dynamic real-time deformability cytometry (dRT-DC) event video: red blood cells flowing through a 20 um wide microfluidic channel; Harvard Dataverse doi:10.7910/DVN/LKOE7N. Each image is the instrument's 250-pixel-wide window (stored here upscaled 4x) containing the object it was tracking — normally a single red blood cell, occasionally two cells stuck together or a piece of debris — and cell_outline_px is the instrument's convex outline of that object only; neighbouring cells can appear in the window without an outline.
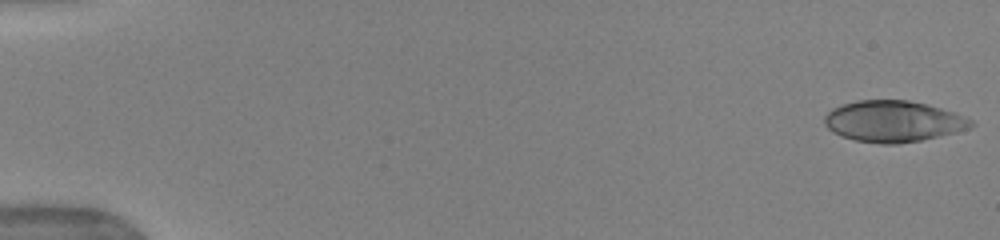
{"species": "human", "species_latin": "Homo sapiens", "temperature_condition": "warm", "stored_images_in_passage": 51, "camera_frame_rate_fps": 3000, "um_per_image_px": 0.085, "donor": {"sex": "female"}, "frame": {"image": 1, "passage_image": 1, "time_ms": 0.0, "image_size_px": [1000, 240], "cell_outline_px": [[976, 124], [972, 128], [956, 132], [920, 140], [896, 144], [884, 144], [856, 140], [840, 136], [832, 132], [824, 124], [824, 116], [832, 108], [856, 100], [908, 100], [928, 104], [952, 112], [972, 120]], "centroid_in_image_um": [75.91, 10.31], "position_along_channel_um": 9.1, "area_um2": 35.14}}
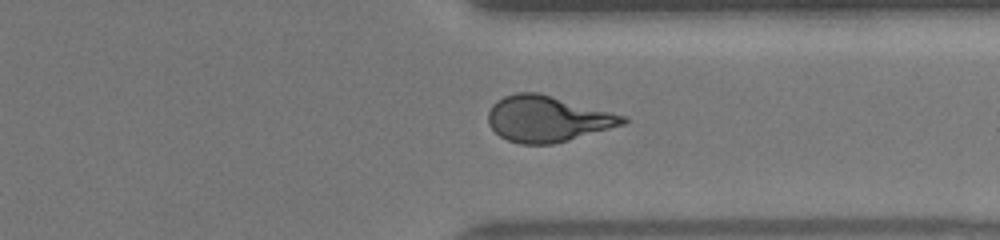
{"frame": {"image": 2, "passage_image": 40, "time_ms": 13.0, "image_size_px": [1000, 240], "cell_outline_px": [[628, 120], [624, 124], [568, 140], [552, 144], [520, 144], [508, 140], [500, 136], [488, 124], [488, 112], [492, 104], [496, 100], [504, 96], [516, 92], [536, 92], [628, 116]], "centroid_in_image_um": [46.51, 10.09], "position_along_channel_um": 364.9, "area_um2": 35.89}}
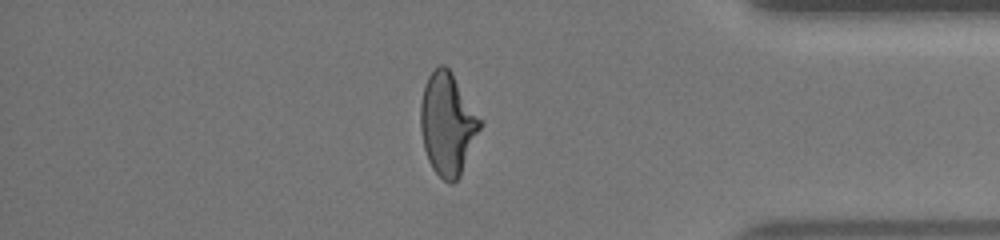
{"frame": {"image": 3, "passage_image": 44, "time_ms": 14.333, "image_size_px": [1000, 240], "cell_outline_px": [[484, 124], [460, 176], [452, 184], [448, 184], [432, 168], [428, 160], [424, 148], [420, 128], [420, 104], [424, 84], [428, 76], [440, 64], [444, 64], [452, 72], [484, 120]], "centroid_in_image_um": [38.08, 10.53], "position_along_channel_um": 397.1, "area_um2": 36.18}, "authors_computed_cell_mechanics": {"area_um2": 35.4314, "velocity_mm_per_s": 3.9721, "shape_relaxation_time_tau1_ms": 7.0924, "shape_relaxation_time_tau2_ms": 1.0521, "deformation_change_tau1": 0.2499, "deformation_change_tau2": 0.0948}}